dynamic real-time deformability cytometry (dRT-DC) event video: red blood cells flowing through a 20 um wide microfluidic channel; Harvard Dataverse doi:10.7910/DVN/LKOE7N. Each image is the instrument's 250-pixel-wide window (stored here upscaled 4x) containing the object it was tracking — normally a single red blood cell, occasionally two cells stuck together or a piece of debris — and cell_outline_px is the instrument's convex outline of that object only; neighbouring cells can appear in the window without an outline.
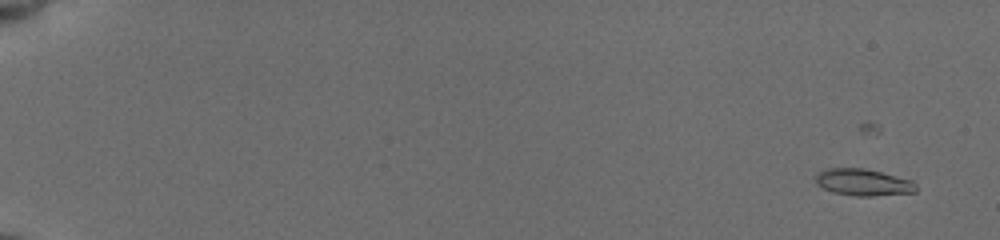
{"species": "common noctule bat (a hibernating species)", "species_latin": "Nyctalus noctula", "temperature_condition": "cold", "stored_images_in_passage": 32, "camera_frame_rate_fps": 3000, "um_per_image_px": 0.085, "animal": {"sex": "female", "body_mass_g": 19.5, "forearm_length_mm": 54.1}, "frame": {"image": 1, "passage_image": 2, "time_ms": 1.0, "image_size_px": [1000, 240], "cell_outline_px": [[916, 192], [872, 196], [856, 196], [832, 192], [816, 184], [816, 176], [824, 168], [864, 168], [912, 180], [916, 184]], "centroid_in_image_um": [73.37, 15.5], "position_along_channel_um": 11.6, "area_um2": 15.61}}
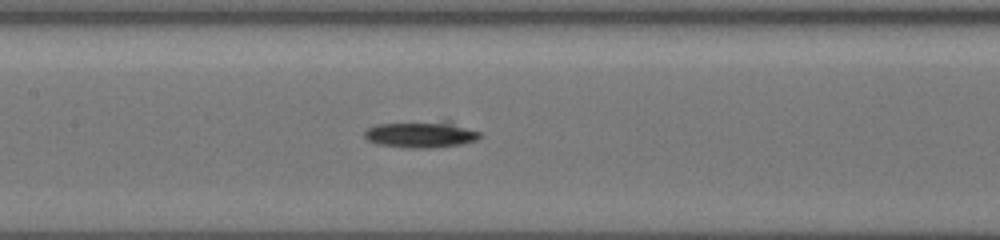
{"frame": {"image": 2, "passage_image": 17, "time_ms": 10.0, "image_size_px": [1000, 240], "cell_outline_px": [[484, 136], [476, 140], [460, 144], [432, 148], [404, 148], [376, 144], [368, 140], [364, 136], [364, 132], [368, 128], [376, 124], [444, 120], [452, 120], [480, 132]], "centroid_in_image_um": [35.84, 11.41], "position_along_channel_um": 171.6, "area_um2": 18.32}}
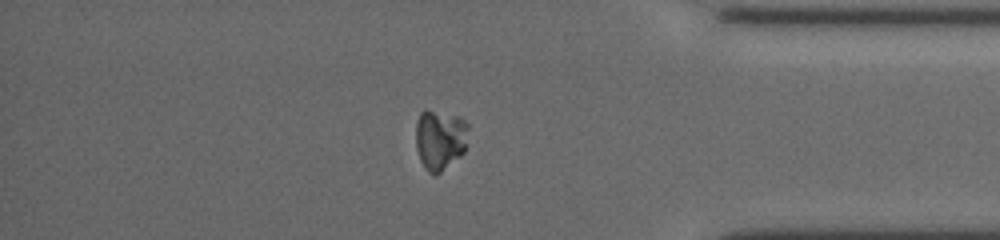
{"frame": {"image": 3, "passage_image": 28, "time_ms": 16.333, "image_size_px": [1000, 240], "cell_outline_px": [[468, 128], [464, 152], [460, 156], [436, 176], [432, 176], [424, 168], [420, 160], [416, 148], [416, 120], [420, 112], [424, 108], [460, 116], [468, 124]], "centroid_in_image_um": [37.37, 11.85], "position_along_channel_um": 397.8, "area_um2": 18.9}, "authors_computed_cell_mechanics": {"area_um2": 18.2937, "velocity_mm_per_s": 3.8359, "shape_relaxation_time_tau1_ms": 3.5357, "shape_relaxation_time_tau2_ms": null, "deformation_change_tau1": 0.0838, "deformation_change_tau2": null}}